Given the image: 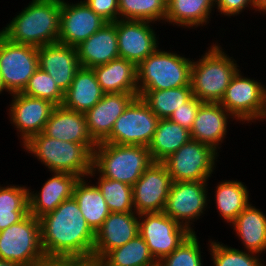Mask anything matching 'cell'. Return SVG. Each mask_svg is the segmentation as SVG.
<instances>
[{
  "instance_id": "23",
  "label": "cell",
  "mask_w": 266,
  "mask_h": 266,
  "mask_svg": "<svg viewBox=\"0 0 266 266\" xmlns=\"http://www.w3.org/2000/svg\"><path fill=\"white\" fill-rule=\"evenodd\" d=\"M45 136L61 141L89 144L93 149L97 143L89 134L84 113L55 106L42 132Z\"/></svg>"
},
{
  "instance_id": "28",
  "label": "cell",
  "mask_w": 266,
  "mask_h": 266,
  "mask_svg": "<svg viewBox=\"0 0 266 266\" xmlns=\"http://www.w3.org/2000/svg\"><path fill=\"white\" fill-rule=\"evenodd\" d=\"M87 182L85 178H79L73 189V197L85 221L96 233L111 212L97 185Z\"/></svg>"
},
{
  "instance_id": "46",
  "label": "cell",
  "mask_w": 266,
  "mask_h": 266,
  "mask_svg": "<svg viewBox=\"0 0 266 266\" xmlns=\"http://www.w3.org/2000/svg\"><path fill=\"white\" fill-rule=\"evenodd\" d=\"M258 11L266 14V0H258Z\"/></svg>"
},
{
  "instance_id": "19",
  "label": "cell",
  "mask_w": 266,
  "mask_h": 266,
  "mask_svg": "<svg viewBox=\"0 0 266 266\" xmlns=\"http://www.w3.org/2000/svg\"><path fill=\"white\" fill-rule=\"evenodd\" d=\"M39 68L47 72L65 93L81 68L75 47L55 42L38 47Z\"/></svg>"
},
{
  "instance_id": "40",
  "label": "cell",
  "mask_w": 266,
  "mask_h": 266,
  "mask_svg": "<svg viewBox=\"0 0 266 266\" xmlns=\"http://www.w3.org/2000/svg\"><path fill=\"white\" fill-rule=\"evenodd\" d=\"M202 103L201 100L192 96L186 103L182 104L181 107L173 111L169 120L190 131L196 118L197 111Z\"/></svg>"
},
{
  "instance_id": "13",
  "label": "cell",
  "mask_w": 266,
  "mask_h": 266,
  "mask_svg": "<svg viewBox=\"0 0 266 266\" xmlns=\"http://www.w3.org/2000/svg\"><path fill=\"white\" fill-rule=\"evenodd\" d=\"M240 72L239 69L233 76L220 104L240 123L259 121L265 86L259 81L242 76Z\"/></svg>"
},
{
  "instance_id": "36",
  "label": "cell",
  "mask_w": 266,
  "mask_h": 266,
  "mask_svg": "<svg viewBox=\"0 0 266 266\" xmlns=\"http://www.w3.org/2000/svg\"><path fill=\"white\" fill-rule=\"evenodd\" d=\"M209 242V252L214 266H266L256 253L228 247L215 240Z\"/></svg>"
},
{
  "instance_id": "2",
  "label": "cell",
  "mask_w": 266,
  "mask_h": 266,
  "mask_svg": "<svg viewBox=\"0 0 266 266\" xmlns=\"http://www.w3.org/2000/svg\"><path fill=\"white\" fill-rule=\"evenodd\" d=\"M61 0H32L0 33L10 42L41 47L58 42Z\"/></svg>"
},
{
  "instance_id": "31",
  "label": "cell",
  "mask_w": 266,
  "mask_h": 266,
  "mask_svg": "<svg viewBox=\"0 0 266 266\" xmlns=\"http://www.w3.org/2000/svg\"><path fill=\"white\" fill-rule=\"evenodd\" d=\"M215 190L214 201L219 215L231 225L250 204L247 186L237 180H222Z\"/></svg>"
},
{
  "instance_id": "24",
  "label": "cell",
  "mask_w": 266,
  "mask_h": 266,
  "mask_svg": "<svg viewBox=\"0 0 266 266\" xmlns=\"http://www.w3.org/2000/svg\"><path fill=\"white\" fill-rule=\"evenodd\" d=\"M81 67L93 68L120 58L116 21L105 23L76 47Z\"/></svg>"
},
{
  "instance_id": "18",
  "label": "cell",
  "mask_w": 266,
  "mask_h": 266,
  "mask_svg": "<svg viewBox=\"0 0 266 266\" xmlns=\"http://www.w3.org/2000/svg\"><path fill=\"white\" fill-rule=\"evenodd\" d=\"M139 234L137 213L111 212L95 233L93 266L109 251L119 248Z\"/></svg>"
},
{
  "instance_id": "21",
  "label": "cell",
  "mask_w": 266,
  "mask_h": 266,
  "mask_svg": "<svg viewBox=\"0 0 266 266\" xmlns=\"http://www.w3.org/2000/svg\"><path fill=\"white\" fill-rule=\"evenodd\" d=\"M230 117L234 118L220 103L203 102L190 130L191 139L207 144L218 152L219 145L225 140Z\"/></svg>"
},
{
  "instance_id": "39",
  "label": "cell",
  "mask_w": 266,
  "mask_h": 266,
  "mask_svg": "<svg viewBox=\"0 0 266 266\" xmlns=\"http://www.w3.org/2000/svg\"><path fill=\"white\" fill-rule=\"evenodd\" d=\"M29 188L0 185V211H29Z\"/></svg>"
},
{
  "instance_id": "6",
  "label": "cell",
  "mask_w": 266,
  "mask_h": 266,
  "mask_svg": "<svg viewBox=\"0 0 266 266\" xmlns=\"http://www.w3.org/2000/svg\"><path fill=\"white\" fill-rule=\"evenodd\" d=\"M193 60L158 48L137 66V89L164 90L190 86Z\"/></svg>"
},
{
  "instance_id": "30",
  "label": "cell",
  "mask_w": 266,
  "mask_h": 266,
  "mask_svg": "<svg viewBox=\"0 0 266 266\" xmlns=\"http://www.w3.org/2000/svg\"><path fill=\"white\" fill-rule=\"evenodd\" d=\"M190 139L188 129L169 119H159L148 150L154 162H162Z\"/></svg>"
},
{
  "instance_id": "5",
  "label": "cell",
  "mask_w": 266,
  "mask_h": 266,
  "mask_svg": "<svg viewBox=\"0 0 266 266\" xmlns=\"http://www.w3.org/2000/svg\"><path fill=\"white\" fill-rule=\"evenodd\" d=\"M237 61L215 43L192 63V94L202 102L220 103L233 76L239 70Z\"/></svg>"
},
{
  "instance_id": "27",
  "label": "cell",
  "mask_w": 266,
  "mask_h": 266,
  "mask_svg": "<svg viewBox=\"0 0 266 266\" xmlns=\"http://www.w3.org/2000/svg\"><path fill=\"white\" fill-rule=\"evenodd\" d=\"M231 226L242 241L245 251L258 255L266 251V215L260 209L250 203Z\"/></svg>"
},
{
  "instance_id": "11",
  "label": "cell",
  "mask_w": 266,
  "mask_h": 266,
  "mask_svg": "<svg viewBox=\"0 0 266 266\" xmlns=\"http://www.w3.org/2000/svg\"><path fill=\"white\" fill-rule=\"evenodd\" d=\"M191 233L164 212L139 215V235L157 262L171 254Z\"/></svg>"
},
{
  "instance_id": "37",
  "label": "cell",
  "mask_w": 266,
  "mask_h": 266,
  "mask_svg": "<svg viewBox=\"0 0 266 266\" xmlns=\"http://www.w3.org/2000/svg\"><path fill=\"white\" fill-rule=\"evenodd\" d=\"M21 93L48 100L55 106H61L64 99V93L56 85L53 78L40 68L34 72Z\"/></svg>"
},
{
  "instance_id": "45",
  "label": "cell",
  "mask_w": 266,
  "mask_h": 266,
  "mask_svg": "<svg viewBox=\"0 0 266 266\" xmlns=\"http://www.w3.org/2000/svg\"><path fill=\"white\" fill-rule=\"evenodd\" d=\"M0 266H25L18 263L11 262L0 258Z\"/></svg>"
},
{
  "instance_id": "16",
  "label": "cell",
  "mask_w": 266,
  "mask_h": 266,
  "mask_svg": "<svg viewBox=\"0 0 266 266\" xmlns=\"http://www.w3.org/2000/svg\"><path fill=\"white\" fill-rule=\"evenodd\" d=\"M105 23L84 1L68 3L61 0L58 42L77 47Z\"/></svg>"
},
{
  "instance_id": "25",
  "label": "cell",
  "mask_w": 266,
  "mask_h": 266,
  "mask_svg": "<svg viewBox=\"0 0 266 266\" xmlns=\"http://www.w3.org/2000/svg\"><path fill=\"white\" fill-rule=\"evenodd\" d=\"M104 93H138L136 65L117 58L92 68Z\"/></svg>"
},
{
  "instance_id": "15",
  "label": "cell",
  "mask_w": 266,
  "mask_h": 266,
  "mask_svg": "<svg viewBox=\"0 0 266 266\" xmlns=\"http://www.w3.org/2000/svg\"><path fill=\"white\" fill-rule=\"evenodd\" d=\"M151 24L154 23L143 20L116 21L120 58L132 61L137 66L159 48L158 37Z\"/></svg>"
},
{
  "instance_id": "47",
  "label": "cell",
  "mask_w": 266,
  "mask_h": 266,
  "mask_svg": "<svg viewBox=\"0 0 266 266\" xmlns=\"http://www.w3.org/2000/svg\"><path fill=\"white\" fill-rule=\"evenodd\" d=\"M3 91L6 92V89H5V87H4L3 83H2V79H1V75H0V94H1Z\"/></svg>"
},
{
  "instance_id": "9",
  "label": "cell",
  "mask_w": 266,
  "mask_h": 266,
  "mask_svg": "<svg viewBox=\"0 0 266 266\" xmlns=\"http://www.w3.org/2000/svg\"><path fill=\"white\" fill-rule=\"evenodd\" d=\"M159 118L139 96L135 97L115 121L104 143L142 145L148 147L157 129Z\"/></svg>"
},
{
  "instance_id": "1",
  "label": "cell",
  "mask_w": 266,
  "mask_h": 266,
  "mask_svg": "<svg viewBox=\"0 0 266 266\" xmlns=\"http://www.w3.org/2000/svg\"><path fill=\"white\" fill-rule=\"evenodd\" d=\"M39 220L44 255L52 266H93L95 232L73 196Z\"/></svg>"
},
{
  "instance_id": "42",
  "label": "cell",
  "mask_w": 266,
  "mask_h": 266,
  "mask_svg": "<svg viewBox=\"0 0 266 266\" xmlns=\"http://www.w3.org/2000/svg\"><path fill=\"white\" fill-rule=\"evenodd\" d=\"M215 6L218 12L230 17L241 14L240 12L244 11L246 7H252L257 11L258 0H219Z\"/></svg>"
},
{
  "instance_id": "34",
  "label": "cell",
  "mask_w": 266,
  "mask_h": 266,
  "mask_svg": "<svg viewBox=\"0 0 266 266\" xmlns=\"http://www.w3.org/2000/svg\"><path fill=\"white\" fill-rule=\"evenodd\" d=\"M97 180L96 185L102 192L110 212L135 213L131 185L100 175Z\"/></svg>"
},
{
  "instance_id": "29",
  "label": "cell",
  "mask_w": 266,
  "mask_h": 266,
  "mask_svg": "<svg viewBox=\"0 0 266 266\" xmlns=\"http://www.w3.org/2000/svg\"><path fill=\"white\" fill-rule=\"evenodd\" d=\"M215 3L213 0H167V11L165 23L184 26L203 27L210 20V13L213 11ZM186 26V27H185Z\"/></svg>"
},
{
  "instance_id": "35",
  "label": "cell",
  "mask_w": 266,
  "mask_h": 266,
  "mask_svg": "<svg viewBox=\"0 0 266 266\" xmlns=\"http://www.w3.org/2000/svg\"><path fill=\"white\" fill-rule=\"evenodd\" d=\"M119 19L155 22L165 20L167 0H119Z\"/></svg>"
},
{
  "instance_id": "32",
  "label": "cell",
  "mask_w": 266,
  "mask_h": 266,
  "mask_svg": "<svg viewBox=\"0 0 266 266\" xmlns=\"http://www.w3.org/2000/svg\"><path fill=\"white\" fill-rule=\"evenodd\" d=\"M144 239L138 234L125 245L107 252L94 266H156Z\"/></svg>"
},
{
  "instance_id": "43",
  "label": "cell",
  "mask_w": 266,
  "mask_h": 266,
  "mask_svg": "<svg viewBox=\"0 0 266 266\" xmlns=\"http://www.w3.org/2000/svg\"><path fill=\"white\" fill-rule=\"evenodd\" d=\"M29 211H0V231L23 220Z\"/></svg>"
},
{
  "instance_id": "17",
  "label": "cell",
  "mask_w": 266,
  "mask_h": 266,
  "mask_svg": "<svg viewBox=\"0 0 266 266\" xmlns=\"http://www.w3.org/2000/svg\"><path fill=\"white\" fill-rule=\"evenodd\" d=\"M9 108L11 123L25 144L32 136L43 132L55 105L48 100L31 97L22 93L11 94Z\"/></svg>"
},
{
  "instance_id": "14",
  "label": "cell",
  "mask_w": 266,
  "mask_h": 266,
  "mask_svg": "<svg viewBox=\"0 0 266 266\" xmlns=\"http://www.w3.org/2000/svg\"><path fill=\"white\" fill-rule=\"evenodd\" d=\"M172 182L166 166L153 162L132 186L135 213L163 212Z\"/></svg>"
},
{
  "instance_id": "33",
  "label": "cell",
  "mask_w": 266,
  "mask_h": 266,
  "mask_svg": "<svg viewBox=\"0 0 266 266\" xmlns=\"http://www.w3.org/2000/svg\"><path fill=\"white\" fill-rule=\"evenodd\" d=\"M159 119H169L173 111L181 107L192 96L191 86L164 90H141L138 93Z\"/></svg>"
},
{
  "instance_id": "44",
  "label": "cell",
  "mask_w": 266,
  "mask_h": 266,
  "mask_svg": "<svg viewBox=\"0 0 266 266\" xmlns=\"http://www.w3.org/2000/svg\"><path fill=\"white\" fill-rule=\"evenodd\" d=\"M261 119V121H262V119L264 120H266V86H265V88H264V104H263V110H262V113H261V115H260V117H259V120Z\"/></svg>"
},
{
  "instance_id": "7",
  "label": "cell",
  "mask_w": 266,
  "mask_h": 266,
  "mask_svg": "<svg viewBox=\"0 0 266 266\" xmlns=\"http://www.w3.org/2000/svg\"><path fill=\"white\" fill-rule=\"evenodd\" d=\"M0 258L25 266H52L44 255L40 220L28 214L0 231Z\"/></svg>"
},
{
  "instance_id": "26",
  "label": "cell",
  "mask_w": 266,
  "mask_h": 266,
  "mask_svg": "<svg viewBox=\"0 0 266 266\" xmlns=\"http://www.w3.org/2000/svg\"><path fill=\"white\" fill-rule=\"evenodd\" d=\"M92 68L81 67L69 89L64 93L62 106L69 110L85 113L104 96Z\"/></svg>"
},
{
  "instance_id": "10",
  "label": "cell",
  "mask_w": 266,
  "mask_h": 266,
  "mask_svg": "<svg viewBox=\"0 0 266 266\" xmlns=\"http://www.w3.org/2000/svg\"><path fill=\"white\" fill-rule=\"evenodd\" d=\"M38 68V47L10 42L0 33V75L10 95L21 93Z\"/></svg>"
},
{
  "instance_id": "38",
  "label": "cell",
  "mask_w": 266,
  "mask_h": 266,
  "mask_svg": "<svg viewBox=\"0 0 266 266\" xmlns=\"http://www.w3.org/2000/svg\"><path fill=\"white\" fill-rule=\"evenodd\" d=\"M196 233H191L171 254L158 262V266H203L201 245Z\"/></svg>"
},
{
  "instance_id": "12",
  "label": "cell",
  "mask_w": 266,
  "mask_h": 266,
  "mask_svg": "<svg viewBox=\"0 0 266 266\" xmlns=\"http://www.w3.org/2000/svg\"><path fill=\"white\" fill-rule=\"evenodd\" d=\"M207 183L208 181H173L163 212L195 233L192 222L204 214L207 202L210 201Z\"/></svg>"
},
{
  "instance_id": "22",
  "label": "cell",
  "mask_w": 266,
  "mask_h": 266,
  "mask_svg": "<svg viewBox=\"0 0 266 266\" xmlns=\"http://www.w3.org/2000/svg\"><path fill=\"white\" fill-rule=\"evenodd\" d=\"M49 178L42 186V189L36 193L29 189V214L40 218L43 215L54 211L63 201L73 196V189L79 177L66 172H52ZM31 191V192H30Z\"/></svg>"
},
{
  "instance_id": "3",
  "label": "cell",
  "mask_w": 266,
  "mask_h": 266,
  "mask_svg": "<svg viewBox=\"0 0 266 266\" xmlns=\"http://www.w3.org/2000/svg\"><path fill=\"white\" fill-rule=\"evenodd\" d=\"M23 149L33 154L52 172H66L79 178L93 169V151L89 144H78L47 137L43 133L32 136Z\"/></svg>"
},
{
  "instance_id": "41",
  "label": "cell",
  "mask_w": 266,
  "mask_h": 266,
  "mask_svg": "<svg viewBox=\"0 0 266 266\" xmlns=\"http://www.w3.org/2000/svg\"><path fill=\"white\" fill-rule=\"evenodd\" d=\"M97 15L106 22L119 20V0H83Z\"/></svg>"
},
{
  "instance_id": "8",
  "label": "cell",
  "mask_w": 266,
  "mask_h": 266,
  "mask_svg": "<svg viewBox=\"0 0 266 266\" xmlns=\"http://www.w3.org/2000/svg\"><path fill=\"white\" fill-rule=\"evenodd\" d=\"M218 155L211 146L190 139L162 163L172 181H208L215 170Z\"/></svg>"
},
{
  "instance_id": "4",
  "label": "cell",
  "mask_w": 266,
  "mask_h": 266,
  "mask_svg": "<svg viewBox=\"0 0 266 266\" xmlns=\"http://www.w3.org/2000/svg\"><path fill=\"white\" fill-rule=\"evenodd\" d=\"M153 162L148 147L101 142L93 151V169L88 178L97 172L105 178L133 186Z\"/></svg>"
},
{
  "instance_id": "20",
  "label": "cell",
  "mask_w": 266,
  "mask_h": 266,
  "mask_svg": "<svg viewBox=\"0 0 266 266\" xmlns=\"http://www.w3.org/2000/svg\"><path fill=\"white\" fill-rule=\"evenodd\" d=\"M138 93H105L102 99L84 113L89 134L98 144L111 133L121 116Z\"/></svg>"
}]
</instances>
